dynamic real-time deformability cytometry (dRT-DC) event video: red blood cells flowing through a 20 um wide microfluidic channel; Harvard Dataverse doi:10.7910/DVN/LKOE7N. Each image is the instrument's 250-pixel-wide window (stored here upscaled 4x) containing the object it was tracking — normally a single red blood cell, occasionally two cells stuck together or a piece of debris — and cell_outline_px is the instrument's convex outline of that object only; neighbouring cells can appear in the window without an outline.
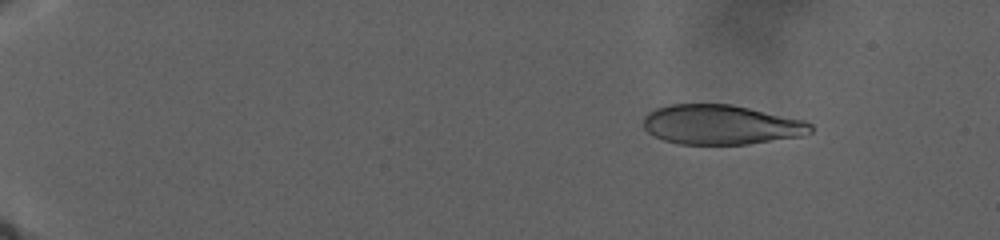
{"species": "human", "species_latin": "Homo sapiens", "temperature_condition": "warm", "stored_images_in_passage": 73, "camera_frame_rate_fps": 3000, "um_per_image_px": 0.085, "donor": {"sex": "male"}, "frame": {"image": 1, "passage_image": 11, "time_ms": 5.333, "image_size_px": [1000, 240], "cell_outline_px": [[812, 132], [804, 136], [748, 144], [680, 144], [664, 140], [648, 132], [644, 128], [644, 116], [648, 112], [656, 108], [668, 104], [732, 104], [804, 120], [812, 124]], "centroid_in_image_um": [61.31, 10.6], "position_along_channel_um": 23.7, "area_um2": 38.78}}
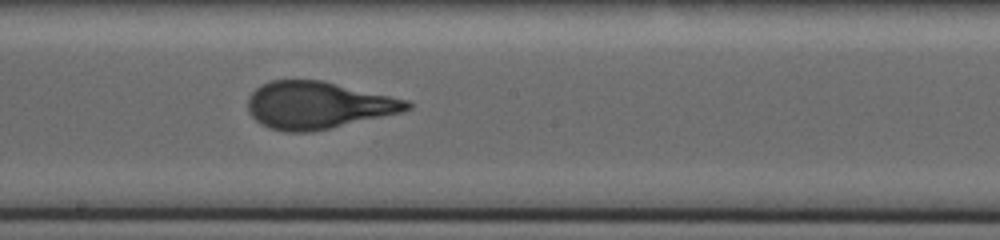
{"frame": {"image": 2, "passage_image": 45, "time_ms": 23.0, "image_size_px": [1000, 240], "cell_outline_px": [[412, 108], [404, 112], [312, 132], [284, 132], [268, 128], [260, 124], [248, 112], [248, 96], [260, 84], [272, 80], [324, 80], [408, 100], [412, 104]], "centroid_in_image_um": [27.02, 8.94], "position_along_channel_um": 221.2, "area_um2": 44.16}}
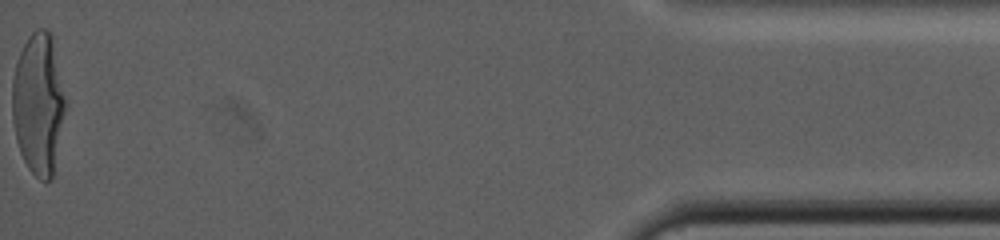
{"frame": {"image": 3, "passage_image": 73, "time_ms": 37.333, "image_size_px": [1000, 240], "cell_outline_px": [[64, 112], [52, 180], [40, 180], [28, 168], [20, 152], [16, 140], [12, 120], [12, 80], [16, 64], [20, 52], [28, 36], [36, 28], [48, 28], [52, 32], [64, 96]], "centroid_in_image_um": [3.24, 8.78], "position_along_channel_um": 432.0, "area_um2": 43.58}}